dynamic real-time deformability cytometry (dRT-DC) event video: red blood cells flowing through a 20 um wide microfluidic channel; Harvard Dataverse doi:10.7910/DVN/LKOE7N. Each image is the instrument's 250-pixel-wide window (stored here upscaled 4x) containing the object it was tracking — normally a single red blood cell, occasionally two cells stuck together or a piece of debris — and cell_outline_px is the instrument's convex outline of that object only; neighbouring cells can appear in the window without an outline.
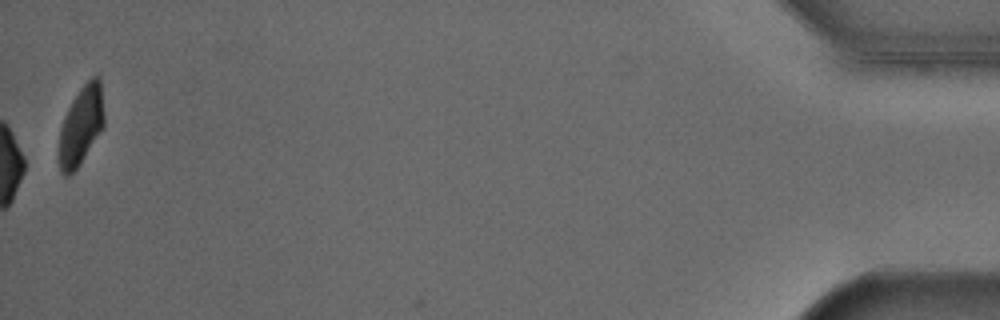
{"species": "Egyptian fruit bat (a non-hibernating species)", "species_latin": "Rousettus aegyptiacus", "temperature_condition": "cold", "stored_images_in_passage": 46, "camera_frame_rate_fps": 3000, "um_per_image_px": 0.085, "animal": {"sex": "male"}, "frame": {"image": 1, "passage_image": 46, "time_ms": 15.0, "image_size_px": [1000, 320], "cell_outline_px": [[104, 124], [76, 168], [68, 176], [64, 176], [60, 172], [60, 128], [64, 116], [72, 100], [80, 88], [92, 76], [96, 76], [100, 80], [104, 112]], "centroid_in_image_um": [6.88, 10.62], "position_along_channel_um": 428.3, "area_um2": 20.06}, "authors_computed_cell_mechanics": {"area_um2": 23.3801, "velocity_mm_per_s": 3.8627, "shape_relaxation_time_tau1_ms": 2.7647, "shape_relaxation_time_tau2_ms": null, "deformation_change_tau1": 0.0819, "deformation_change_tau2": null}}